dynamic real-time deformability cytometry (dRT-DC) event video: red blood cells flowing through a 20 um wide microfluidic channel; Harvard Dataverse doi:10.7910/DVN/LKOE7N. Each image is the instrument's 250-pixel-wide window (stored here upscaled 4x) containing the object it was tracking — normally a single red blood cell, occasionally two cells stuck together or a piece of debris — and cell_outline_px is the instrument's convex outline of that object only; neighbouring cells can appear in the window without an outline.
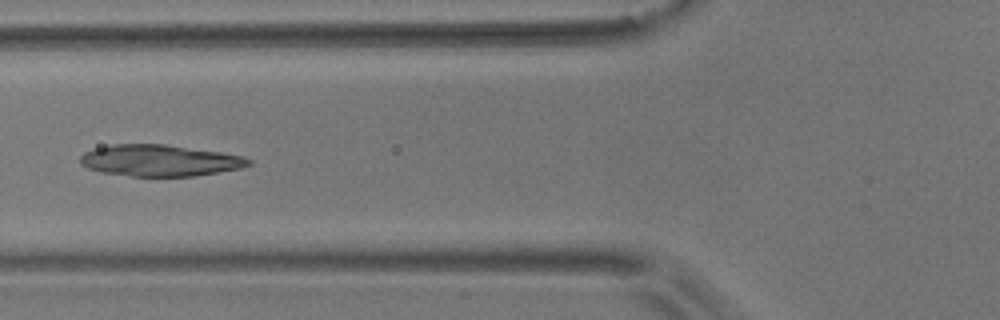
{"species": "common noctule bat (a hibernating species)", "species_latin": "Nyctalus noctula", "temperature_condition": "room temperature", "stored_images_in_passage": 56, "camera_frame_rate_fps": 3000, "um_per_image_px": 0.085, "animal": {"sex": "male", "body_mass_g": 17.9}, "frame": {"image": 1, "passage_image": 21, "time_ms": 6.667, "image_size_px": [1000, 320], "cell_outline_px": [[252, 164], [240, 168], [192, 176], [132, 176], [100, 172], [88, 168], [80, 164], [80, 156], [84, 152], [96, 148], [112, 144], [164, 144], [220, 152], [244, 156], [252, 160]], "centroid_in_image_um": [13.56, 13.64], "position_along_channel_um": 112.2, "area_um2": 30.75}}
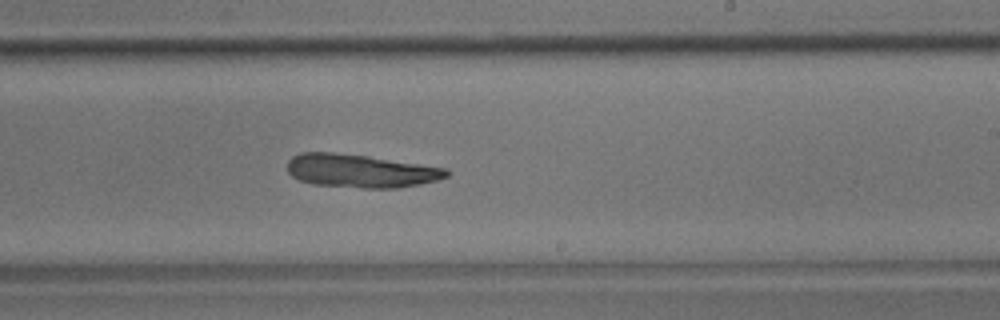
{"frame": {"image": 2, "passage_image": 33, "time_ms": 10.667, "image_size_px": [1000, 320], "cell_outline_px": [[448, 176], [440, 180], [400, 188], [360, 188], [312, 184], [300, 180], [292, 176], [288, 172], [288, 160], [292, 156], [300, 152], [336, 152], [368, 156], [448, 168]], "centroid_in_image_um": [30.66, 14.52], "position_along_channel_um": 258.3, "area_um2": 31.15}}
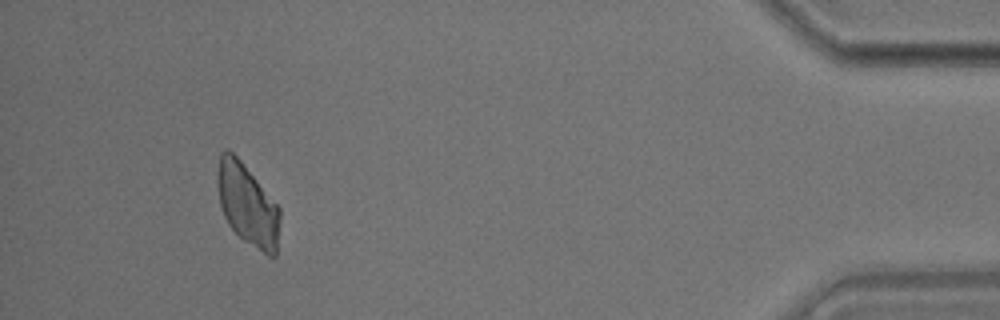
{"frame": {"image": 3, "passage_image": 51, "time_ms": 16.667, "image_size_px": [1000, 320], "cell_outline_px": [[280, 220], [276, 256], [268, 256], [244, 240], [228, 224], [224, 216], [220, 204], [216, 180], [220, 152], [224, 148], [228, 148], [244, 164], [280, 208]], "centroid_in_image_um": [21.03, 17.38], "position_along_channel_um": 414.2, "area_um2": 29.65}}